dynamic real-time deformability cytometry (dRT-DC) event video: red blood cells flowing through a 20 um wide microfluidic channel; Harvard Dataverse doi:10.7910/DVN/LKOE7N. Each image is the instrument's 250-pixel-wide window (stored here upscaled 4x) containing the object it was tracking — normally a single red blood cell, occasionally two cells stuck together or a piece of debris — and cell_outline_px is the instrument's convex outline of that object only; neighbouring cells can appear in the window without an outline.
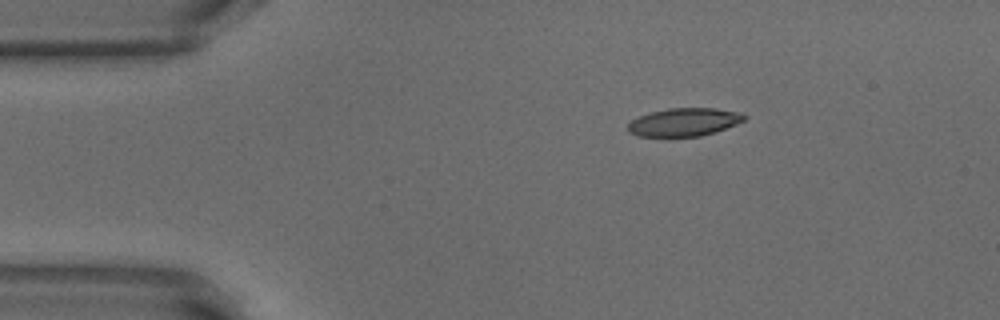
{"species": "common noctule bat (a hibernating species)", "species_latin": "Nyctalus noctula", "temperature_condition": "warm", "stored_images_in_passage": 37, "camera_frame_rate_fps": 3000, "um_per_image_px": 0.085, "animal": {"sex": "male", "body_mass_g": 18.8}, "frame": {"image": 1, "passage_image": 1, "time_ms": 0.0, "image_size_px": [1000, 320], "cell_outline_px": [[748, 116], [744, 120], [736, 124], [700, 136], [636, 136], [628, 132], [628, 124], [632, 120], [640, 116], [652, 112], [668, 108], [716, 108], [740, 112]], "centroid_in_image_um": [58.15, 10.37], "position_along_channel_um": 26.9, "area_um2": 18.84}}
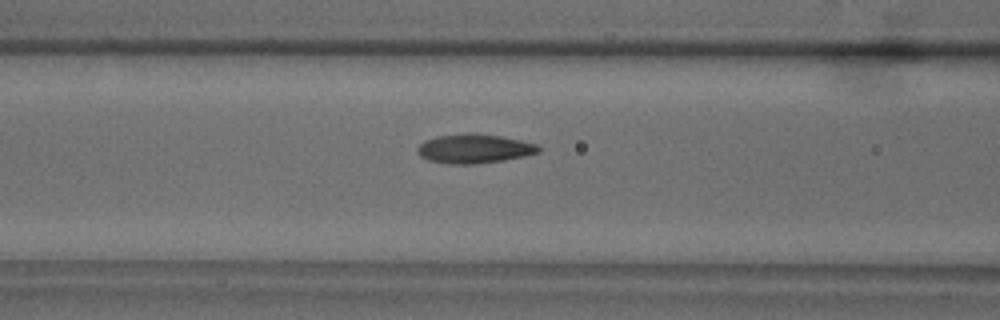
{"frame": {"image": 2, "passage_image": 13, "time_ms": 4.0, "image_size_px": [1000, 320], "cell_outline_px": [[540, 152], [524, 156], [476, 164], [448, 164], [428, 160], [420, 156], [416, 152], [416, 148], [424, 140], [436, 136], [468, 132], [500, 136], [520, 140], [536, 144], [540, 148]], "centroid_in_image_um": [40.25, 12.63], "position_along_channel_um": 126.3, "area_um2": 20.63}}
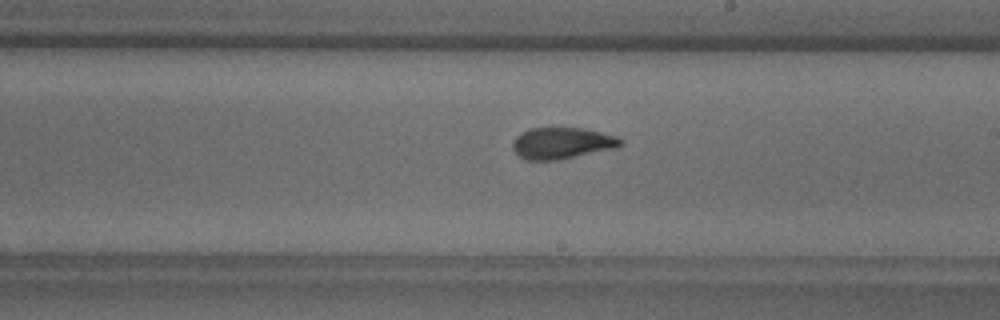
{"frame": {"image": 3, "passage_image": 22, "time_ms": 7.0, "image_size_px": [1000, 320], "cell_outline_px": [[624, 144], [616, 148], [556, 160], [528, 160], [520, 156], [512, 148], [512, 140], [520, 132], [532, 128], [584, 128], [616, 136], [624, 140]], "centroid_in_image_um": [47.77, 12.16], "position_along_channel_um": 241.2, "area_um2": 19.77}, "authors_computed_cell_mechanics": {"area_um2": 19.7676, "velocity_mm_per_s": 3.8328, "shape_relaxation_time_tau1_ms": 7.38, "shape_relaxation_time_tau2_ms": 1.7827, "deformation_change_tau1": 0.2123, "deformation_change_tau2": 0.0891}}